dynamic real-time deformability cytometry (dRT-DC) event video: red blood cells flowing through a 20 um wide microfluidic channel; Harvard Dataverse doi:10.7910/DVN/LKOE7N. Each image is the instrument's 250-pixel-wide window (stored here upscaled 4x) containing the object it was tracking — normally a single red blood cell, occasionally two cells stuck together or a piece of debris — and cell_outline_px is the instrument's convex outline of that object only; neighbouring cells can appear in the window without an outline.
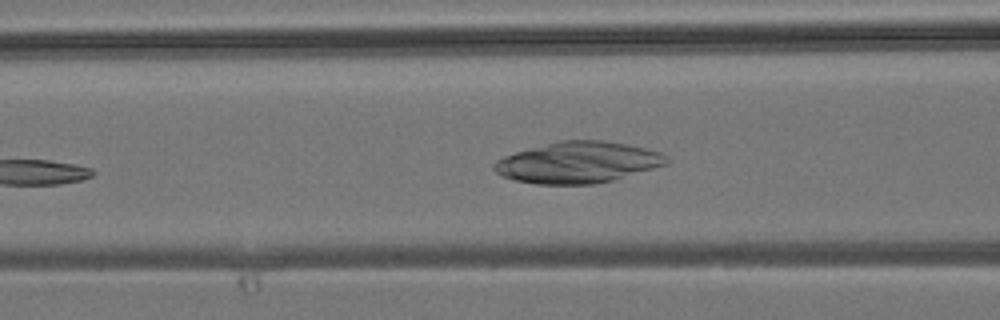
{"species": "common noctule bat (a hibernating species)", "species_latin": "Nyctalus noctula", "temperature_condition": "room temperature", "stored_images_in_passage": 32, "segment_of_instrument_passage": [1, 2], "camera_frame_rate_fps": 3000, "um_per_image_px": 0.085, "animal": {"sex": "male", "body_mass_g": 19.2, "forearm_length_mm": 51.8}, "frame": {"image": 1, "passage_image": 7, "time_ms": 2.0, "image_size_px": [1000, 320], "cell_outline_px": [[668, 164], [612, 180], [592, 184], [536, 184], [516, 180], [500, 176], [492, 168], [492, 164], [496, 160], [504, 156], [516, 152], [560, 140], [600, 140], [624, 144], [644, 148], [660, 152], [668, 156]], "centroid_in_image_um": [49.1, 13.81], "position_along_channel_um": 117.5, "area_um2": 41.15}}
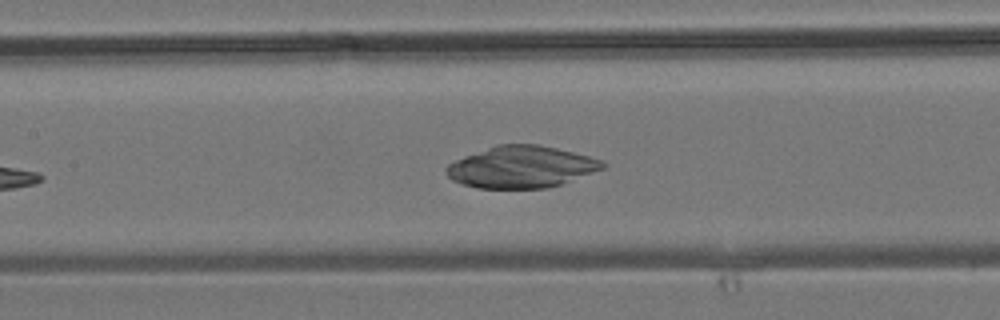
{"frame": {"image": 2, "passage_image": 10, "time_ms": 3.0, "image_size_px": [1000, 320], "cell_outline_px": [[608, 164], [604, 168], [560, 184], [548, 188], [480, 188], [464, 184], [452, 180], [448, 176], [448, 164], [464, 156], [496, 144], [536, 144], [556, 148], [588, 156], [600, 160]], "centroid_in_image_um": [44.31, 14.18], "position_along_channel_um": 163.1, "area_um2": 37.57}}
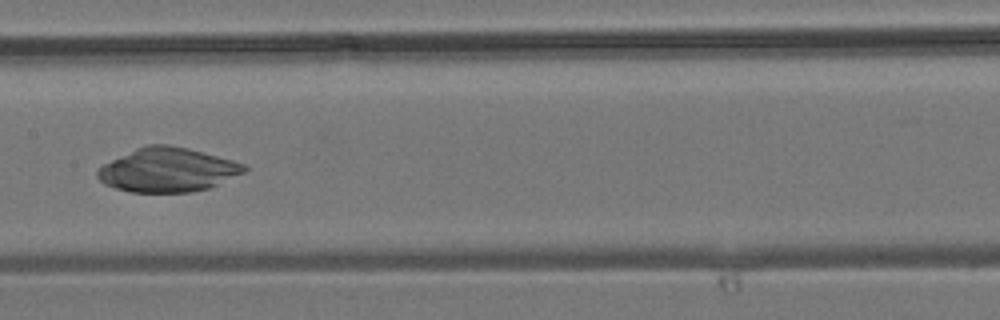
{"frame": {"image": 3, "passage_image": 12, "time_ms": 3.667, "image_size_px": [1000, 320], "cell_outline_px": [[248, 168], [244, 172], [208, 188], [188, 192], [132, 192], [116, 188], [104, 184], [96, 176], [96, 172], [104, 164], [136, 148], [148, 144], [168, 144], [188, 148], [232, 160], [244, 164]], "centroid_in_image_um": [14.23, 14.44], "position_along_channel_um": 193.2, "area_um2": 37.22}}